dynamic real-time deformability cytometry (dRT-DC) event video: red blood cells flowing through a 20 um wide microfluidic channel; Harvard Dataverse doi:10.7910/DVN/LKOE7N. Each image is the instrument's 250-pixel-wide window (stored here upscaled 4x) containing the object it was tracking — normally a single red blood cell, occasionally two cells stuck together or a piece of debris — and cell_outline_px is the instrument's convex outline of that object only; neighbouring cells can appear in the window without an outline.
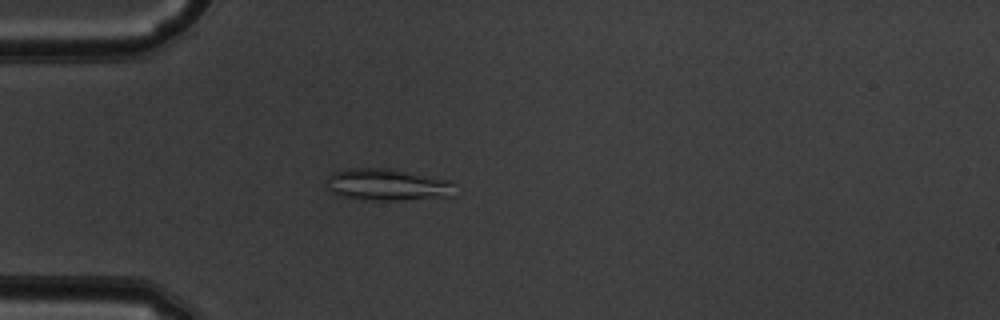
{"species": "common noctule bat (a hibernating species)", "species_latin": "Nyctalus noctula", "temperature_condition": "warm", "stored_images_in_passage": 33, "camera_frame_rate_fps": 3000, "um_per_image_px": 0.085, "animal": {"sex": "male", "body_mass_g": 19.5, "forearm_length_mm": 54.6}, "frame": {"image": 1, "passage_image": 2, "time_ms": 0.333, "image_size_px": [1000, 320], "cell_outline_px": [[456, 196], [396, 200], [372, 200], [344, 196], [332, 192], [328, 188], [328, 176], [336, 172], [348, 168], [388, 168], [452, 180]], "centroid_in_image_um": [33.0, 15.69], "position_along_channel_um": 52.0, "area_um2": 23.64}}
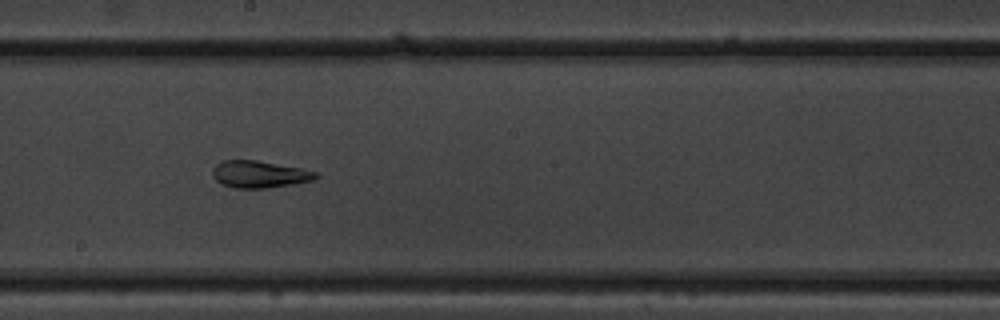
{"frame": {"image": 2, "passage_image": 16, "time_ms": 5.0, "image_size_px": [1000, 320], "cell_outline_px": [[320, 176], [316, 180], [292, 184], [264, 188], [236, 188], [220, 184], [212, 176], [212, 168], [216, 164], [224, 160], [256, 160], [300, 168], [320, 172]], "centroid_in_image_um": [22.07, 14.81], "position_along_channel_um": 226.1, "area_um2": 16.42}}
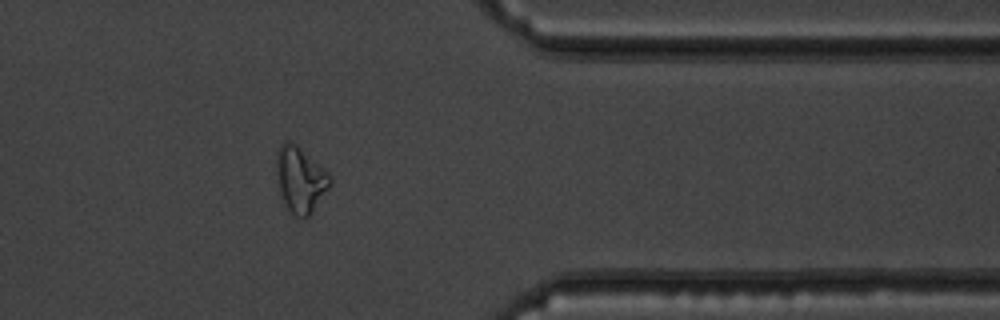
{"frame": {"image": 3, "passage_image": 29, "time_ms": 9.333, "image_size_px": [1000, 320], "cell_outline_px": [[332, 184], [312, 212], [308, 216], [296, 216], [288, 208], [280, 192], [276, 172], [276, 152], [280, 144], [284, 140], [288, 140], [296, 144], [324, 168], [328, 172], [332, 180]], "centroid_in_image_um": [25.53, 15.21], "position_along_channel_um": 385.9, "area_um2": 20.4}, "authors_computed_cell_mechanics": {"area_um2": 16.4152, "velocity_mm_per_s": 3.9792, "shape_relaxation_time_tau1_ms": null, "shape_relaxation_time_tau2_ms": 2.2797, "deformation_change_tau1": null, "deformation_change_tau2": 0.0606}}